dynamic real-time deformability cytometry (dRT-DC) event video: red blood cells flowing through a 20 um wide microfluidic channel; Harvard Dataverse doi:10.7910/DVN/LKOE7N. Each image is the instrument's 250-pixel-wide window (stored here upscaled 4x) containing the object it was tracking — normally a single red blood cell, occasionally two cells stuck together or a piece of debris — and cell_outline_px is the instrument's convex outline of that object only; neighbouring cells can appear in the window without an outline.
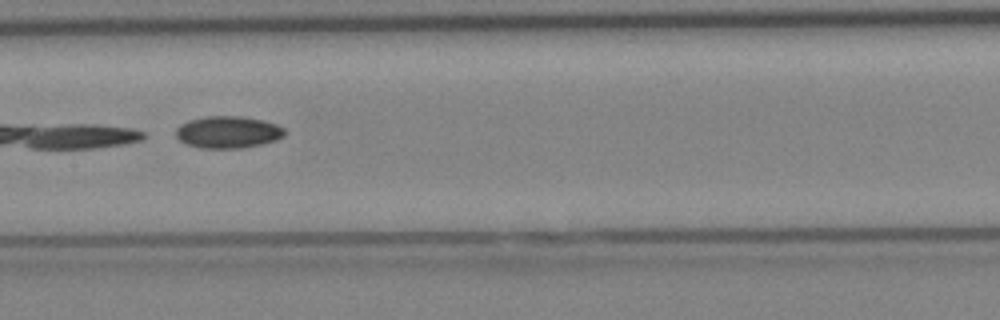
{"species": "Egyptian fruit bat (a non-hibernating species)", "species_latin": "Rousettus aegyptiacus", "temperature_condition": "cold", "stored_images_in_passage": 7, "camera_frame_rate_fps": 3000, "um_per_image_px": 0.085, "animal": {"sex": "female"}, "frame": {"image": 1, "passage_image": 6, "time_ms": 6.0, "image_size_px": [1000, 320], "cell_outline_px": [[288, 132], [284, 136], [276, 140], [260, 144], [240, 148], [200, 148], [184, 144], [176, 136], [176, 128], [180, 124], [188, 120], [208, 116], [240, 116], [264, 120], [276, 124], [284, 128]], "centroid_in_image_um": [19.38, 11.23], "position_along_channel_um": 188.0, "area_um2": 20.46}}